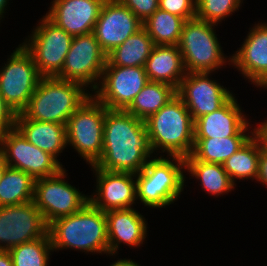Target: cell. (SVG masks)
Returning <instances> with one entry per match:
<instances>
[{"label": "cell", "mask_w": 267, "mask_h": 266, "mask_svg": "<svg viewBox=\"0 0 267 266\" xmlns=\"http://www.w3.org/2000/svg\"><path fill=\"white\" fill-rule=\"evenodd\" d=\"M109 255L117 254L119 244L139 247L147 235V224L143 215L131 208L105 212Z\"/></svg>", "instance_id": "obj_21"}, {"label": "cell", "mask_w": 267, "mask_h": 266, "mask_svg": "<svg viewBox=\"0 0 267 266\" xmlns=\"http://www.w3.org/2000/svg\"><path fill=\"white\" fill-rule=\"evenodd\" d=\"M207 72H187L181 80L176 94L189 110L193 121L197 118L218 110L234 94L210 80Z\"/></svg>", "instance_id": "obj_15"}, {"label": "cell", "mask_w": 267, "mask_h": 266, "mask_svg": "<svg viewBox=\"0 0 267 266\" xmlns=\"http://www.w3.org/2000/svg\"><path fill=\"white\" fill-rule=\"evenodd\" d=\"M150 142L168 156L187 157L194 149V121L181 98L176 94L155 114L145 120Z\"/></svg>", "instance_id": "obj_3"}, {"label": "cell", "mask_w": 267, "mask_h": 266, "mask_svg": "<svg viewBox=\"0 0 267 266\" xmlns=\"http://www.w3.org/2000/svg\"><path fill=\"white\" fill-rule=\"evenodd\" d=\"M8 167V164L5 162L3 155L0 153V181L3 178V175Z\"/></svg>", "instance_id": "obj_40"}, {"label": "cell", "mask_w": 267, "mask_h": 266, "mask_svg": "<svg viewBox=\"0 0 267 266\" xmlns=\"http://www.w3.org/2000/svg\"><path fill=\"white\" fill-rule=\"evenodd\" d=\"M0 153L8 166L34 179L54 176L63 169L60 161L28 142L15 127L0 135Z\"/></svg>", "instance_id": "obj_12"}, {"label": "cell", "mask_w": 267, "mask_h": 266, "mask_svg": "<svg viewBox=\"0 0 267 266\" xmlns=\"http://www.w3.org/2000/svg\"><path fill=\"white\" fill-rule=\"evenodd\" d=\"M175 95L176 89L173 86L148 81L126 111L145 121L166 105Z\"/></svg>", "instance_id": "obj_27"}, {"label": "cell", "mask_w": 267, "mask_h": 266, "mask_svg": "<svg viewBox=\"0 0 267 266\" xmlns=\"http://www.w3.org/2000/svg\"><path fill=\"white\" fill-rule=\"evenodd\" d=\"M159 9L190 20L196 16V0H159Z\"/></svg>", "instance_id": "obj_33"}, {"label": "cell", "mask_w": 267, "mask_h": 266, "mask_svg": "<svg viewBox=\"0 0 267 266\" xmlns=\"http://www.w3.org/2000/svg\"><path fill=\"white\" fill-rule=\"evenodd\" d=\"M148 81L144 66L106 65L93 96L107 109L126 110Z\"/></svg>", "instance_id": "obj_13"}, {"label": "cell", "mask_w": 267, "mask_h": 266, "mask_svg": "<svg viewBox=\"0 0 267 266\" xmlns=\"http://www.w3.org/2000/svg\"><path fill=\"white\" fill-rule=\"evenodd\" d=\"M142 22L146 21L158 8L159 0H119Z\"/></svg>", "instance_id": "obj_34"}, {"label": "cell", "mask_w": 267, "mask_h": 266, "mask_svg": "<svg viewBox=\"0 0 267 266\" xmlns=\"http://www.w3.org/2000/svg\"><path fill=\"white\" fill-rule=\"evenodd\" d=\"M213 24L198 18L186 20L178 48L186 72L213 73L227 62Z\"/></svg>", "instance_id": "obj_6"}, {"label": "cell", "mask_w": 267, "mask_h": 266, "mask_svg": "<svg viewBox=\"0 0 267 266\" xmlns=\"http://www.w3.org/2000/svg\"><path fill=\"white\" fill-rule=\"evenodd\" d=\"M34 184L31 175L8 166L0 181V207L33 201Z\"/></svg>", "instance_id": "obj_29"}, {"label": "cell", "mask_w": 267, "mask_h": 266, "mask_svg": "<svg viewBox=\"0 0 267 266\" xmlns=\"http://www.w3.org/2000/svg\"><path fill=\"white\" fill-rule=\"evenodd\" d=\"M8 1L9 0H0V20L3 18V13H5L4 10H6L7 4L9 3Z\"/></svg>", "instance_id": "obj_41"}, {"label": "cell", "mask_w": 267, "mask_h": 266, "mask_svg": "<svg viewBox=\"0 0 267 266\" xmlns=\"http://www.w3.org/2000/svg\"><path fill=\"white\" fill-rule=\"evenodd\" d=\"M31 36L22 45L31 54L42 77H55L63 68L73 36L56 26L46 16L40 19Z\"/></svg>", "instance_id": "obj_9"}, {"label": "cell", "mask_w": 267, "mask_h": 266, "mask_svg": "<svg viewBox=\"0 0 267 266\" xmlns=\"http://www.w3.org/2000/svg\"><path fill=\"white\" fill-rule=\"evenodd\" d=\"M0 266H13V262L8 251L0 250Z\"/></svg>", "instance_id": "obj_37"}, {"label": "cell", "mask_w": 267, "mask_h": 266, "mask_svg": "<svg viewBox=\"0 0 267 266\" xmlns=\"http://www.w3.org/2000/svg\"><path fill=\"white\" fill-rule=\"evenodd\" d=\"M65 177L66 171L63 168L54 176L35 179L33 202L47 224L76 213L89 202V196L80 193Z\"/></svg>", "instance_id": "obj_11"}, {"label": "cell", "mask_w": 267, "mask_h": 266, "mask_svg": "<svg viewBox=\"0 0 267 266\" xmlns=\"http://www.w3.org/2000/svg\"><path fill=\"white\" fill-rule=\"evenodd\" d=\"M185 169L200 180L202 189L214 196L223 195L234 189V184L222 164L205 163L192 154L184 158Z\"/></svg>", "instance_id": "obj_26"}, {"label": "cell", "mask_w": 267, "mask_h": 266, "mask_svg": "<svg viewBox=\"0 0 267 266\" xmlns=\"http://www.w3.org/2000/svg\"><path fill=\"white\" fill-rule=\"evenodd\" d=\"M145 121L105 107L103 151L93 165L111 172L139 173L153 154Z\"/></svg>", "instance_id": "obj_1"}, {"label": "cell", "mask_w": 267, "mask_h": 266, "mask_svg": "<svg viewBox=\"0 0 267 266\" xmlns=\"http://www.w3.org/2000/svg\"><path fill=\"white\" fill-rule=\"evenodd\" d=\"M104 121L105 106L91 94L66 124L67 145L91 166L99 161L103 151Z\"/></svg>", "instance_id": "obj_7"}, {"label": "cell", "mask_w": 267, "mask_h": 266, "mask_svg": "<svg viewBox=\"0 0 267 266\" xmlns=\"http://www.w3.org/2000/svg\"><path fill=\"white\" fill-rule=\"evenodd\" d=\"M184 169L183 157L160 156L149 159L145 167L135 174L137 200L151 208H162L174 203L183 192L186 181Z\"/></svg>", "instance_id": "obj_5"}, {"label": "cell", "mask_w": 267, "mask_h": 266, "mask_svg": "<svg viewBox=\"0 0 267 266\" xmlns=\"http://www.w3.org/2000/svg\"><path fill=\"white\" fill-rule=\"evenodd\" d=\"M91 167L96 173L97 184L96 194L89 196V202L104 212L131 208L137 199L135 174Z\"/></svg>", "instance_id": "obj_17"}, {"label": "cell", "mask_w": 267, "mask_h": 266, "mask_svg": "<svg viewBox=\"0 0 267 266\" xmlns=\"http://www.w3.org/2000/svg\"><path fill=\"white\" fill-rule=\"evenodd\" d=\"M110 266H140L138 263L133 262L131 259H120L117 262L110 264Z\"/></svg>", "instance_id": "obj_38"}, {"label": "cell", "mask_w": 267, "mask_h": 266, "mask_svg": "<svg viewBox=\"0 0 267 266\" xmlns=\"http://www.w3.org/2000/svg\"><path fill=\"white\" fill-rule=\"evenodd\" d=\"M15 115L0 95V135L14 128Z\"/></svg>", "instance_id": "obj_35"}, {"label": "cell", "mask_w": 267, "mask_h": 266, "mask_svg": "<svg viewBox=\"0 0 267 266\" xmlns=\"http://www.w3.org/2000/svg\"><path fill=\"white\" fill-rule=\"evenodd\" d=\"M237 99L232 96L222 107L194 121V138H224L228 136H253L249 121L243 115ZM248 132V133H246Z\"/></svg>", "instance_id": "obj_20"}, {"label": "cell", "mask_w": 267, "mask_h": 266, "mask_svg": "<svg viewBox=\"0 0 267 266\" xmlns=\"http://www.w3.org/2000/svg\"><path fill=\"white\" fill-rule=\"evenodd\" d=\"M264 140L256 131L253 136L232 154L222 165L235 184L236 179L257 180L259 175V157Z\"/></svg>", "instance_id": "obj_24"}, {"label": "cell", "mask_w": 267, "mask_h": 266, "mask_svg": "<svg viewBox=\"0 0 267 266\" xmlns=\"http://www.w3.org/2000/svg\"><path fill=\"white\" fill-rule=\"evenodd\" d=\"M252 136H228L224 138H194L192 155L205 163L223 164Z\"/></svg>", "instance_id": "obj_28"}, {"label": "cell", "mask_w": 267, "mask_h": 266, "mask_svg": "<svg viewBox=\"0 0 267 266\" xmlns=\"http://www.w3.org/2000/svg\"><path fill=\"white\" fill-rule=\"evenodd\" d=\"M7 60V64L0 69V95L5 104L19 114L28 105L42 76L22 44L13 50Z\"/></svg>", "instance_id": "obj_8"}, {"label": "cell", "mask_w": 267, "mask_h": 266, "mask_svg": "<svg viewBox=\"0 0 267 266\" xmlns=\"http://www.w3.org/2000/svg\"><path fill=\"white\" fill-rule=\"evenodd\" d=\"M153 47L152 38L142 28L107 54L106 65L126 67L145 66Z\"/></svg>", "instance_id": "obj_25"}, {"label": "cell", "mask_w": 267, "mask_h": 266, "mask_svg": "<svg viewBox=\"0 0 267 266\" xmlns=\"http://www.w3.org/2000/svg\"><path fill=\"white\" fill-rule=\"evenodd\" d=\"M242 0H196V18L213 24L239 10Z\"/></svg>", "instance_id": "obj_32"}, {"label": "cell", "mask_w": 267, "mask_h": 266, "mask_svg": "<svg viewBox=\"0 0 267 266\" xmlns=\"http://www.w3.org/2000/svg\"><path fill=\"white\" fill-rule=\"evenodd\" d=\"M232 63L243 77L257 87L267 86V23H258L251 28L244 43L230 56Z\"/></svg>", "instance_id": "obj_18"}, {"label": "cell", "mask_w": 267, "mask_h": 266, "mask_svg": "<svg viewBox=\"0 0 267 266\" xmlns=\"http://www.w3.org/2000/svg\"><path fill=\"white\" fill-rule=\"evenodd\" d=\"M144 67L149 81L169 84L176 90L187 73L177 45H154Z\"/></svg>", "instance_id": "obj_23"}, {"label": "cell", "mask_w": 267, "mask_h": 266, "mask_svg": "<svg viewBox=\"0 0 267 266\" xmlns=\"http://www.w3.org/2000/svg\"><path fill=\"white\" fill-rule=\"evenodd\" d=\"M256 128H257V132L263 138L264 143L267 144V120L263 122L262 124L258 125V127Z\"/></svg>", "instance_id": "obj_39"}, {"label": "cell", "mask_w": 267, "mask_h": 266, "mask_svg": "<svg viewBox=\"0 0 267 266\" xmlns=\"http://www.w3.org/2000/svg\"><path fill=\"white\" fill-rule=\"evenodd\" d=\"M257 181L267 186V144L261 146V154L259 157V175Z\"/></svg>", "instance_id": "obj_36"}, {"label": "cell", "mask_w": 267, "mask_h": 266, "mask_svg": "<svg viewBox=\"0 0 267 266\" xmlns=\"http://www.w3.org/2000/svg\"><path fill=\"white\" fill-rule=\"evenodd\" d=\"M143 28V22L119 0H106L93 29L102 50L108 54Z\"/></svg>", "instance_id": "obj_16"}, {"label": "cell", "mask_w": 267, "mask_h": 266, "mask_svg": "<svg viewBox=\"0 0 267 266\" xmlns=\"http://www.w3.org/2000/svg\"><path fill=\"white\" fill-rule=\"evenodd\" d=\"M106 0H53L46 17L71 36L93 32Z\"/></svg>", "instance_id": "obj_19"}, {"label": "cell", "mask_w": 267, "mask_h": 266, "mask_svg": "<svg viewBox=\"0 0 267 266\" xmlns=\"http://www.w3.org/2000/svg\"><path fill=\"white\" fill-rule=\"evenodd\" d=\"M14 127L25 139L41 150L57 157L67 145L66 125L27 119L22 113L15 115Z\"/></svg>", "instance_id": "obj_22"}, {"label": "cell", "mask_w": 267, "mask_h": 266, "mask_svg": "<svg viewBox=\"0 0 267 266\" xmlns=\"http://www.w3.org/2000/svg\"><path fill=\"white\" fill-rule=\"evenodd\" d=\"M106 63L107 54L93 32L74 36L63 68L56 77L80 83L84 87L91 86L94 91L100 83Z\"/></svg>", "instance_id": "obj_10"}, {"label": "cell", "mask_w": 267, "mask_h": 266, "mask_svg": "<svg viewBox=\"0 0 267 266\" xmlns=\"http://www.w3.org/2000/svg\"><path fill=\"white\" fill-rule=\"evenodd\" d=\"M185 21L180 16L158 8L143 22V28L154 45H178Z\"/></svg>", "instance_id": "obj_30"}, {"label": "cell", "mask_w": 267, "mask_h": 266, "mask_svg": "<svg viewBox=\"0 0 267 266\" xmlns=\"http://www.w3.org/2000/svg\"><path fill=\"white\" fill-rule=\"evenodd\" d=\"M48 233V224L33 201L0 207V250L8 251Z\"/></svg>", "instance_id": "obj_14"}, {"label": "cell", "mask_w": 267, "mask_h": 266, "mask_svg": "<svg viewBox=\"0 0 267 266\" xmlns=\"http://www.w3.org/2000/svg\"><path fill=\"white\" fill-rule=\"evenodd\" d=\"M48 233L53 251L71 248L109 254L105 212L90 202L76 213L53 220Z\"/></svg>", "instance_id": "obj_2"}, {"label": "cell", "mask_w": 267, "mask_h": 266, "mask_svg": "<svg viewBox=\"0 0 267 266\" xmlns=\"http://www.w3.org/2000/svg\"><path fill=\"white\" fill-rule=\"evenodd\" d=\"M53 251L49 233L43 237L17 245L8 250L13 266H47Z\"/></svg>", "instance_id": "obj_31"}, {"label": "cell", "mask_w": 267, "mask_h": 266, "mask_svg": "<svg viewBox=\"0 0 267 266\" xmlns=\"http://www.w3.org/2000/svg\"><path fill=\"white\" fill-rule=\"evenodd\" d=\"M84 88L80 83L56 76L42 77L21 113L30 120L66 125L68 118L91 95Z\"/></svg>", "instance_id": "obj_4"}]
</instances>
